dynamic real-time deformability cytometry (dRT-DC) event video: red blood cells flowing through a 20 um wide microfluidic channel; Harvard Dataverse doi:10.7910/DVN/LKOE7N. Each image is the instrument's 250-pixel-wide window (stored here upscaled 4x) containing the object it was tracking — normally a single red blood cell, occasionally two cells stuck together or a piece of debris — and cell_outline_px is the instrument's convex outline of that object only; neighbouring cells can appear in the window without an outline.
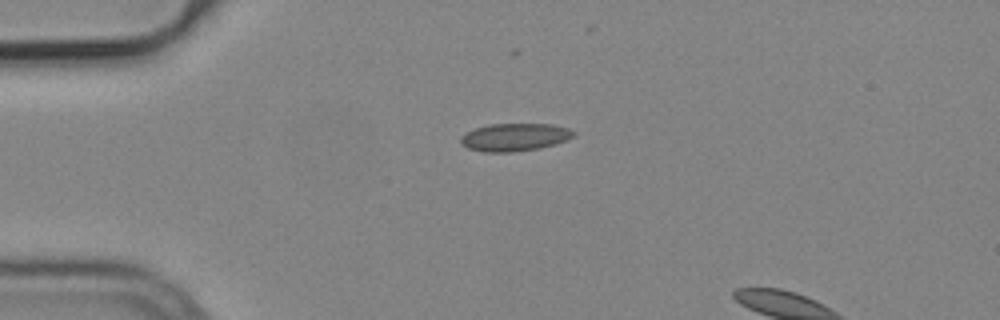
{"species": "common noctule bat (a hibernating species)", "species_latin": "Nyctalus noctula", "temperature_condition": "cold", "stored_images_in_passage": 2, "camera_frame_rate_fps": 3000, "um_per_image_px": 0.085, "animal": {"sex": "male", "body_mass_g": 19.2, "forearm_length_mm": 51.8}, "frame": {"image": 1, "passage_image": 1, "time_ms": 0.0, "image_size_px": [1000, 320], "cell_outline_px": [[576, 132], [572, 136], [556, 144], [540, 148], [512, 152], [484, 152], [468, 148], [460, 144], [460, 136], [476, 128], [488, 124], [552, 124], [568, 128]], "centroid_in_image_um": [43.72, 11.66], "position_along_channel_um": 41.3, "area_um2": 18.21}}